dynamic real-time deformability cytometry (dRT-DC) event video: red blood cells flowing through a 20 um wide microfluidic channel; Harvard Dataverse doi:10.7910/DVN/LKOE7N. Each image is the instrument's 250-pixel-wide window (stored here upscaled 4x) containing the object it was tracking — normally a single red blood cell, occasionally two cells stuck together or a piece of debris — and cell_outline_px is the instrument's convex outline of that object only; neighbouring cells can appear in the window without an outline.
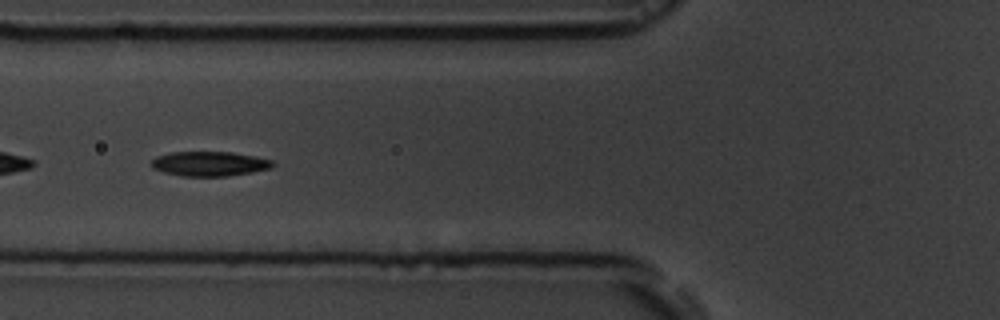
{"species": "common noctule bat (a hibernating species)", "species_latin": "Nyctalus noctula", "temperature_condition": "room temperature", "stored_images_in_passage": 6, "camera_frame_rate_fps": 3000, "um_per_image_px": 0.085, "animal": {"sex": "male", "body_mass_g": 19.5, "forearm_length_mm": 54.6}, "frame": {"image": 1, "passage_image": 4, "time_ms": 3.667, "image_size_px": [1000, 320], "cell_outline_px": [[276, 164], [272, 168], [252, 172], [228, 176], [180, 176], [164, 172], [152, 168], [152, 160], [156, 156], [168, 152], [232, 152], [272, 160]], "centroid_in_image_um": [17.8, 13.92], "position_along_channel_um": 108.0, "area_um2": 17.46}}
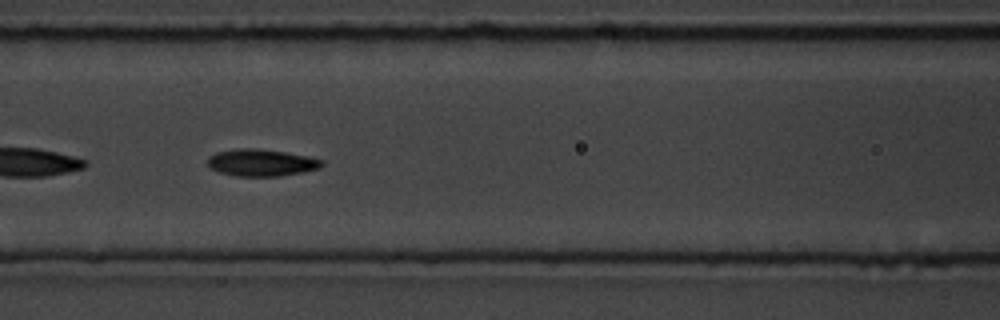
{"frame": {"image": 2, "passage_image": 5, "time_ms": 4.667, "image_size_px": [1000, 320], "cell_outline_px": [[324, 164], [320, 168], [304, 172], [280, 176], [236, 176], [220, 172], [208, 168], [208, 156], [216, 152], [236, 148], [256, 148], [284, 152], [308, 156], [324, 160]], "centroid_in_image_um": [22.21, 13.82], "position_along_channel_um": 144.4, "area_um2": 18.15}}